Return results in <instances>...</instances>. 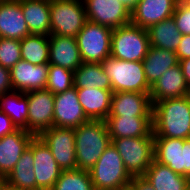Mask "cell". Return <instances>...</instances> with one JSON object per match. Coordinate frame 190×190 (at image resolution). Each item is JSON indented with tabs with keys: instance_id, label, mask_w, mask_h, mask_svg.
<instances>
[{
	"instance_id": "obj_2",
	"label": "cell",
	"mask_w": 190,
	"mask_h": 190,
	"mask_svg": "<svg viewBox=\"0 0 190 190\" xmlns=\"http://www.w3.org/2000/svg\"><path fill=\"white\" fill-rule=\"evenodd\" d=\"M77 169L90 171L104 150L111 145L105 120H90L74 128Z\"/></svg>"
},
{
	"instance_id": "obj_9",
	"label": "cell",
	"mask_w": 190,
	"mask_h": 190,
	"mask_svg": "<svg viewBox=\"0 0 190 190\" xmlns=\"http://www.w3.org/2000/svg\"><path fill=\"white\" fill-rule=\"evenodd\" d=\"M154 160L190 179V138H154Z\"/></svg>"
},
{
	"instance_id": "obj_12",
	"label": "cell",
	"mask_w": 190,
	"mask_h": 190,
	"mask_svg": "<svg viewBox=\"0 0 190 190\" xmlns=\"http://www.w3.org/2000/svg\"><path fill=\"white\" fill-rule=\"evenodd\" d=\"M87 20L112 29L131 23V11L120 0H83Z\"/></svg>"
},
{
	"instance_id": "obj_3",
	"label": "cell",
	"mask_w": 190,
	"mask_h": 190,
	"mask_svg": "<svg viewBox=\"0 0 190 190\" xmlns=\"http://www.w3.org/2000/svg\"><path fill=\"white\" fill-rule=\"evenodd\" d=\"M94 190H122L129 188L132 177L111 143L89 171Z\"/></svg>"
},
{
	"instance_id": "obj_7",
	"label": "cell",
	"mask_w": 190,
	"mask_h": 190,
	"mask_svg": "<svg viewBox=\"0 0 190 190\" xmlns=\"http://www.w3.org/2000/svg\"><path fill=\"white\" fill-rule=\"evenodd\" d=\"M51 35L76 37L87 21L83 0L50 1Z\"/></svg>"
},
{
	"instance_id": "obj_10",
	"label": "cell",
	"mask_w": 190,
	"mask_h": 190,
	"mask_svg": "<svg viewBox=\"0 0 190 190\" xmlns=\"http://www.w3.org/2000/svg\"><path fill=\"white\" fill-rule=\"evenodd\" d=\"M39 137L50 148L62 170L77 169L74 128L52 126L44 130Z\"/></svg>"
},
{
	"instance_id": "obj_31",
	"label": "cell",
	"mask_w": 190,
	"mask_h": 190,
	"mask_svg": "<svg viewBox=\"0 0 190 190\" xmlns=\"http://www.w3.org/2000/svg\"><path fill=\"white\" fill-rule=\"evenodd\" d=\"M21 57L34 65L49 64V36L27 35L20 41Z\"/></svg>"
},
{
	"instance_id": "obj_29",
	"label": "cell",
	"mask_w": 190,
	"mask_h": 190,
	"mask_svg": "<svg viewBox=\"0 0 190 190\" xmlns=\"http://www.w3.org/2000/svg\"><path fill=\"white\" fill-rule=\"evenodd\" d=\"M0 110L13 122L17 129L27 131L28 98L26 93L11 91L0 95Z\"/></svg>"
},
{
	"instance_id": "obj_11",
	"label": "cell",
	"mask_w": 190,
	"mask_h": 190,
	"mask_svg": "<svg viewBox=\"0 0 190 190\" xmlns=\"http://www.w3.org/2000/svg\"><path fill=\"white\" fill-rule=\"evenodd\" d=\"M28 98L27 132L39 136L53 126L55 95L47 89L26 93Z\"/></svg>"
},
{
	"instance_id": "obj_33",
	"label": "cell",
	"mask_w": 190,
	"mask_h": 190,
	"mask_svg": "<svg viewBox=\"0 0 190 190\" xmlns=\"http://www.w3.org/2000/svg\"><path fill=\"white\" fill-rule=\"evenodd\" d=\"M74 86V71L49 64L46 88L54 95L65 92Z\"/></svg>"
},
{
	"instance_id": "obj_20",
	"label": "cell",
	"mask_w": 190,
	"mask_h": 190,
	"mask_svg": "<svg viewBox=\"0 0 190 190\" xmlns=\"http://www.w3.org/2000/svg\"><path fill=\"white\" fill-rule=\"evenodd\" d=\"M30 35L18 0L0 1V37L21 41Z\"/></svg>"
},
{
	"instance_id": "obj_43",
	"label": "cell",
	"mask_w": 190,
	"mask_h": 190,
	"mask_svg": "<svg viewBox=\"0 0 190 190\" xmlns=\"http://www.w3.org/2000/svg\"><path fill=\"white\" fill-rule=\"evenodd\" d=\"M182 1L190 4V0H182Z\"/></svg>"
},
{
	"instance_id": "obj_24",
	"label": "cell",
	"mask_w": 190,
	"mask_h": 190,
	"mask_svg": "<svg viewBox=\"0 0 190 190\" xmlns=\"http://www.w3.org/2000/svg\"><path fill=\"white\" fill-rule=\"evenodd\" d=\"M30 34L51 35L50 1L18 0Z\"/></svg>"
},
{
	"instance_id": "obj_44",
	"label": "cell",
	"mask_w": 190,
	"mask_h": 190,
	"mask_svg": "<svg viewBox=\"0 0 190 190\" xmlns=\"http://www.w3.org/2000/svg\"><path fill=\"white\" fill-rule=\"evenodd\" d=\"M2 180H3V178L0 176V185H1Z\"/></svg>"
},
{
	"instance_id": "obj_23",
	"label": "cell",
	"mask_w": 190,
	"mask_h": 190,
	"mask_svg": "<svg viewBox=\"0 0 190 190\" xmlns=\"http://www.w3.org/2000/svg\"><path fill=\"white\" fill-rule=\"evenodd\" d=\"M78 100L90 120H106L110 113L113 91L101 88H76Z\"/></svg>"
},
{
	"instance_id": "obj_8",
	"label": "cell",
	"mask_w": 190,
	"mask_h": 190,
	"mask_svg": "<svg viewBox=\"0 0 190 190\" xmlns=\"http://www.w3.org/2000/svg\"><path fill=\"white\" fill-rule=\"evenodd\" d=\"M113 29L87 20L76 40L82 62L101 63L111 55Z\"/></svg>"
},
{
	"instance_id": "obj_25",
	"label": "cell",
	"mask_w": 190,
	"mask_h": 190,
	"mask_svg": "<svg viewBox=\"0 0 190 190\" xmlns=\"http://www.w3.org/2000/svg\"><path fill=\"white\" fill-rule=\"evenodd\" d=\"M155 190H190V179L153 161L143 176Z\"/></svg>"
},
{
	"instance_id": "obj_14",
	"label": "cell",
	"mask_w": 190,
	"mask_h": 190,
	"mask_svg": "<svg viewBox=\"0 0 190 190\" xmlns=\"http://www.w3.org/2000/svg\"><path fill=\"white\" fill-rule=\"evenodd\" d=\"M33 156L36 190H51L63 170L39 136L33 138Z\"/></svg>"
},
{
	"instance_id": "obj_26",
	"label": "cell",
	"mask_w": 190,
	"mask_h": 190,
	"mask_svg": "<svg viewBox=\"0 0 190 190\" xmlns=\"http://www.w3.org/2000/svg\"><path fill=\"white\" fill-rule=\"evenodd\" d=\"M142 63L145 78L151 87L167 69L179 64V60L174 51L150 46Z\"/></svg>"
},
{
	"instance_id": "obj_6",
	"label": "cell",
	"mask_w": 190,
	"mask_h": 190,
	"mask_svg": "<svg viewBox=\"0 0 190 190\" xmlns=\"http://www.w3.org/2000/svg\"><path fill=\"white\" fill-rule=\"evenodd\" d=\"M150 47L147 29L128 23L113 29L111 56L125 61H143Z\"/></svg>"
},
{
	"instance_id": "obj_37",
	"label": "cell",
	"mask_w": 190,
	"mask_h": 190,
	"mask_svg": "<svg viewBox=\"0 0 190 190\" xmlns=\"http://www.w3.org/2000/svg\"><path fill=\"white\" fill-rule=\"evenodd\" d=\"M175 53L178 60L190 58V35H182L181 41Z\"/></svg>"
},
{
	"instance_id": "obj_17",
	"label": "cell",
	"mask_w": 190,
	"mask_h": 190,
	"mask_svg": "<svg viewBox=\"0 0 190 190\" xmlns=\"http://www.w3.org/2000/svg\"><path fill=\"white\" fill-rule=\"evenodd\" d=\"M178 0H138L131 11V23L148 29L172 17Z\"/></svg>"
},
{
	"instance_id": "obj_42",
	"label": "cell",
	"mask_w": 190,
	"mask_h": 190,
	"mask_svg": "<svg viewBox=\"0 0 190 190\" xmlns=\"http://www.w3.org/2000/svg\"><path fill=\"white\" fill-rule=\"evenodd\" d=\"M130 11H132L138 0H120Z\"/></svg>"
},
{
	"instance_id": "obj_28",
	"label": "cell",
	"mask_w": 190,
	"mask_h": 190,
	"mask_svg": "<svg viewBox=\"0 0 190 190\" xmlns=\"http://www.w3.org/2000/svg\"><path fill=\"white\" fill-rule=\"evenodd\" d=\"M149 44L176 52L182 33L178 30L173 17H169L147 29Z\"/></svg>"
},
{
	"instance_id": "obj_21",
	"label": "cell",
	"mask_w": 190,
	"mask_h": 190,
	"mask_svg": "<svg viewBox=\"0 0 190 190\" xmlns=\"http://www.w3.org/2000/svg\"><path fill=\"white\" fill-rule=\"evenodd\" d=\"M49 64L75 71L82 64L76 37L49 35Z\"/></svg>"
},
{
	"instance_id": "obj_1",
	"label": "cell",
	"mask_w": 190,
	"mask_h": 190,
	"mask_svg": "<svg viewBox=\"0 0 190 190\" xmlns=\"http://www.w3.org/2000/svg\"><path fill=\"white\" fill-rule=\"evenodd\" d=\"M154 138H190V96L170 98L152 106Z\"/></svg>"
},
{
	"instance_id": "obj_18",
	"label": "cell",
	"mask_w": 190,
	"mask_h": 190,
	"mask_svg": "<svg viewBox=\"0 0 190 190\" xmlns=\"http://www.w3.org/2000/svg\"><path fill=\"white\" fill-rule=\"evenodd\" d=\"M150 94L115 92L112 95L109 116L152 117Z\"/></svg>"
},
{
	"instance_id": "obj_32",
	"label": "cell",
	"mask_w": 190,
	"mask_h": 190,
	"mask_svg": "<svg viewBox=\"0 0 190 190\" xmlns=\"http://www.w3.org/2000/svg\"><path fill=\"white\" fill-rule=\"evenodd\" d=\"M51 190H94L89 171L63 170Z\"/></svg>"
},
{
	"instance_id": "obj_22",
	"label": "cell",
	"mask_w": 190,
	"mask_h": 190,
	"mask_svg": "<svg viewBox=\"0 0 190 190\" xmlns=\"http://www.w3.org/2000/svg\"><path fill=\"white\" fill-rule=\"evenodd\" d=\"M105 121L111 139L146 137L152 132V117L108 116Z\"/></svg>"
},
{
	"instance_id": "obj_30",
	"label": "cell",
	"mask_w": 190,
	"mask_h": 190,
	"mask_svg": "<svg viewBox=\"0 0 190 190\" xmlns=\"http://www.w3.org/2000/svg\"><path fill=\"white\" fill-rule=\"evenodd\" d=\"M74 86L76 88H101L112 90L109 77L103 71L101 63L82 62L74 71Z\"/></svg>"
},
{
	"instance_id": "obj_19",
	"label": "cell",
	"mask_w": 190,
	"mask_h": 190,
	"mask_svg": "<svg viewBox=\"0 0 190 190\" xmlns=\"http://www.w3.org/2000/svg\"><path fill=\"white\" fill-rule=\"evenodd\" d=\"M190 89L185 81L180 64L167 69L163 75L151 86L150 99L155 102L184 97L189 95Z\"/></svg>"
},
{
	"instance_id": "obj_16",
	"label": "cell",
	"mask_w": 190,
	"mask_h": 190,
	"mask_svg": "<svg viewBox=\"0 0 190 190\" xmlns=\"http://www.w3.org/2000/svg\"><path fill=\"white\" fill-rule=\"evenodd\" d=\"M34 137L24 129H17L0 138V176L3 179L12 171Z\"/></svg>"
},
{
	"instance_id": "obj_27",
	"label": "cell",
	"mask_w": 190,
	"mask_h": 190,
	"mask_svg": "<svg viewBox=\"0 0 190 190\" xmlns=\"http://www.w3.org/2000/svg\"><path fill=\"white\" fill-rule=\"evenodd\" d=\"M34 174L33 139L20 159L4 179L13 186L27 190H36V179Z\"/></svg>"
},
{
	"instance_id": "obj_15",
	"label": "cell",
	"mask_w": 190,
	"mask_h": 190,
	"mask_svg": "<svg viewBox=\"0 0 190 190\" xmlns=\"http://www.w3.org/2000/svg\"><path fill=\"white\" fill-rule=\"evenodd\" d=\"M49 64L34 65L21 59L10 69L13 91L27 93L45 89Z\"/></svg>"
},
{
	"instance_id": "obj_13",
	"label": "cell",
	"mask_w": 190,
	"mask_h": 190,
	"mask_svg": "<svg viewBox=\"0 0 190 190\" xmlns=\"http://www.w3.org/2000/svg\"><path fill=\"white\" fill-rule=\"evenodd\" d=\"M90 119L86 116L79 103L76 87L65 92L55 94L53 126L61 128H77L87 123Z\"/></svg>"
},
{
	"instance_id": "obj_4",
	"label": "cell",
	"mask_w": 190,
	"mask_h": 190,
	"mask_svg": "<svg viewBox=\"0 0 190 190\" xmlns=\"http://www.w3.org/2000/svg\"><path fill=\"white\" fill-rule=\"evenodd\" d=\"M103 71L109 77L112 91L139 92L150 94L142 61H125L108 56L101 62Z\"/></svg>"
},
{
	"instance_id": "obj_34",
	"label": "cell",
	"mask_w": 190,
	"mask_h": 190,
	"mask_svg": "<svg viewBox=\"0 0 190 190\" xmlns=\"http://www.w3.org/2000/svg\"><path fill=\"white\" fill-rule=\"evenodd\" d=\"M21 59L20 41L0 37V65L10 70Z\"/></svg>"
},
{
	"instance_id": "obj_39",
	"label": "cell",
	"mask_w": 190,
	"mask_h": 190,
	"mask_svg": "<svg viewBox=\"0 0 190 190\" xmlns=\"http://www.w3.org/2000/svg\"><path fill=\"white\" fill-rule=\"evenodd\" d=\"M129 187L132 190H155L143 176L132 177Z\"/></svg>"
},
{
	"instance_id": "obj_38",
	"label": "cell",
	"mask_w": 190,
	"mask_h": 190,
	"mask_svg": "<svg viewBox=\"0 0 190 190\" xmlns=\"http://www.w3.org/2000/svg\"><path fill=\"white\" fill-rule=\"evenodd\" d=\"M16 130L17 128L13 124L12 120L3 111L0 110V138Z\"/></svg>"
},
{
	"instance_id": "obj_36",
	"label": "cell",
	"mask_w": 190,
	"mask_h": 190,
	"mask_svg": "<svg viewBox=\"0 0 190 190\" xmlns=\"http://www.w3.org/2000/svg\"><path fill=\"white\" fill-rule=\"evenodd\" d=\"M13 91L10 70L0 65V95Z\"/></svg>"
},
{
	"instance_id": "obj_40",
	"label": "cell",
	"mask_w": 190,
	"mask_h": 190,
	"mask_svg": "<svg viewBox=\"0 0 190 190\" xmlns=\"http://www.w3.org/2000/svg\"><path fill=\"white\" fill-rule=\"evenodd\" d=\"M185 81L190 89V58L179 60Z\"/></svg>"
},
{
	"instance_id": "obj_5",
	"label": "cell",
	"mask_w": 190,
	"mask_h": 190,
	"mask_svg": "<svg viewBox=\"0 0 190 190\" xmlns=\"http://www.w3.org/2000/svg\"><path fill=\"white\" fill-rule=\"evenodd\" d=\"M131 177L144 176L154 161V135L111 139Z\"/></svg>"
},
{
	"instance_id": "obj_41",
	"label": "cell",
	"mask_w": 190,
	"mask_h": 190,
	"mask_svg": "<svg viewBox=\"0 0 190 190\" xmlns=\"http://www.w3.org/2000/svg\"><path fill=\"white\" fill-rule=\"evenodd\" d=\"M0 190H27V189H23L20 187L13 186L3 179L1 182V185H0Z\"/></svg>"
},
{
	"instance_id": "obj_35",
	"label": "cell",
	"mask_w": 190,
	"mask_h": 190,
	"mask_svg": "<svg viewBox=\"0 0 190 190\" xmlns=\"http://www.w3.org/2000/svg\"><path fill=\"white\" fill-rule=\"evenodd\" d=\"M172 17L182 35H190V4L178 0Z\"/></svg>"
}]
</instances>
